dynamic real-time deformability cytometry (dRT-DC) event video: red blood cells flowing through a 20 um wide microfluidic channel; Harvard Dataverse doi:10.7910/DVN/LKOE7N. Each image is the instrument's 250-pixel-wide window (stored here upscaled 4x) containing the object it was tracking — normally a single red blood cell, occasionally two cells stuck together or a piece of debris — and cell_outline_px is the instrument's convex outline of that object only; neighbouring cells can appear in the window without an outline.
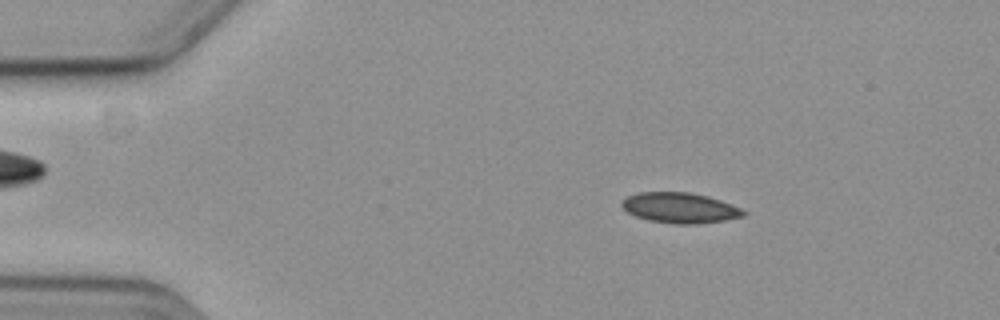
{"species": "common noctule bat (a hibernating species)", "species_latin": "Nyctalus noctula", "temperature_condition": "cold", "stored_images_in_passage": 57, "camera_frame_rate_fps": 3000, "um_per_image_px": 0.085, "animal": {"sex": "female", "body_mass_g": 19.3, "forearm_length_mm": 54.1}, "frame": {"image": 1, "passage_image": 9, "time_ms": 2.667, "image_size_px": [1000, 320], "cell_outline_px": [[748, 212], [744, 216], [724, 220], [696, 224], [676, 224], [648, 220], [636, 216], [628, 212], [620, 204], [628, 196], [640, 192], [688, 192], [708, 196], [732, 204]], "centroid_in_image_um": [57.82, 17.67], "position_along_channel_um": 27.2, "area_um2": 21.44}}
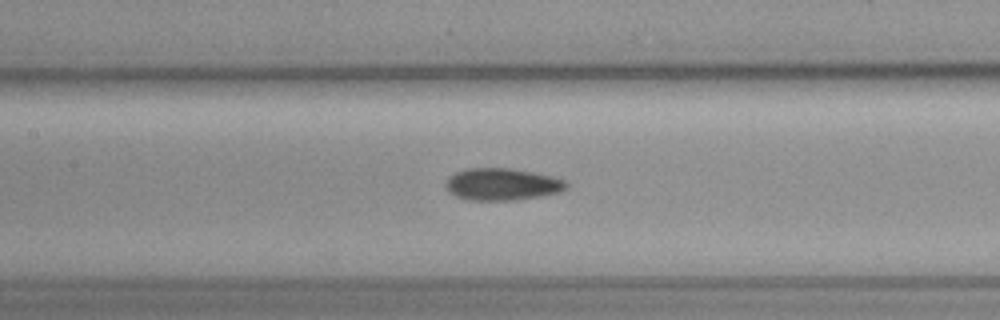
{"frame": {"image": 2, "passage_image": 26, "time_ms": 8.333, "image_size_px": [1000, 320], "cell_outline_px": [[568, 188], [560, 192], [540, 196], [516, 200], [468, 200], [456, 196], [448, 192], [444, 184], [448, 176], [456, 172], [468, 168], [508, 168], [532, 172], [552, 176], [564, 180], [568, 184]], "centroid_in_image_um": [42.66, 15.67], "position_along_channel_um": 164.7, "area_um2": 22.66}}
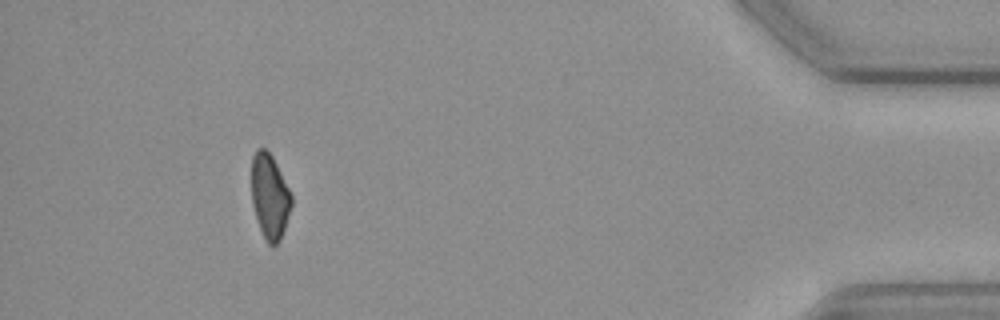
{"frame": {"image": 3, "passage_image": 52, "time_ms": 17.0, "image_size_px": [1000, 320], "cell_outline_px": [[292, 204], [280, 240], [272, 248], [268, 244], [260, 228], [252, 204], [252, 156], [256, 148], [264, 148], [272, 156], [292, 196]], "centroid_in_image_um": [22.92, 16.69], "position_along_channel_um": 412.3, "area_um2": 19.42}, "authors_computed_cell_mechanics": {"area_um2": 21.4438, "velocity_mm_per_s": 3.6087, "shape_relaxation_time_tau1_ms": 6.6973, "shape_relaxation_time_tau2_ms": null, "deformation_change_tau1": 0.1128, "deformation_change_tau2": null}}